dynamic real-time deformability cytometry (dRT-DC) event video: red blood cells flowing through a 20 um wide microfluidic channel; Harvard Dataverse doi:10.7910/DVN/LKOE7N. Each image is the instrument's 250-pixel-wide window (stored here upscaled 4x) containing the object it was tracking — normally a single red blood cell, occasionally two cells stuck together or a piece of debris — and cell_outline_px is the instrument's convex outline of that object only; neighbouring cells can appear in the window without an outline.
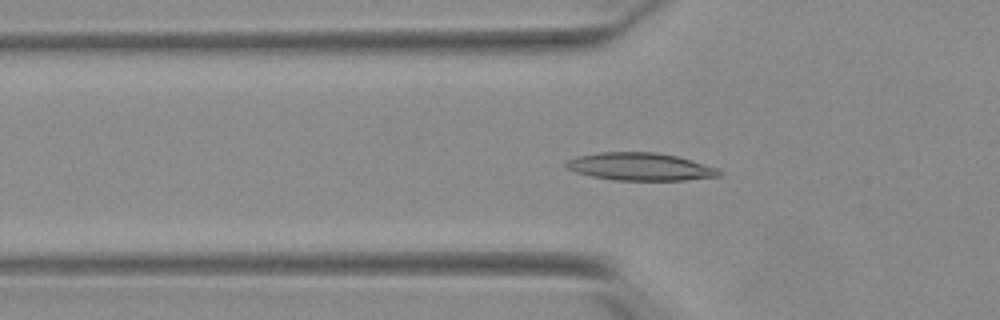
{"species": "Egyptian fruit bat (a non-hibernating species)", "species_latin": "Rousettus aegyptiacus", "temperature_condition": "warm", "stored_images_in_passage": 53, "camera_frame_rate_fps": 3000, "um_per_image_px": 0.085, "animal": {"sex": "female"}, "frame": {"image": 1, "passage_image": 18, "time_ms": 5.667, "image_size_px": [1000, 320], "cell_outline_px": [[720, 176], [684, 180], [616, 180], [592, 176], [576, 172], [568, 168], [564, 164], [568, 160], [576, 156], [600, 152], [656, 152], [676, 156], [692, 160], [716, 168], [720, 172]], "centroid_in_image_um": [54.4, 14.16], "position_along_channel_um": 71.4, "area_um2": 24.45}}
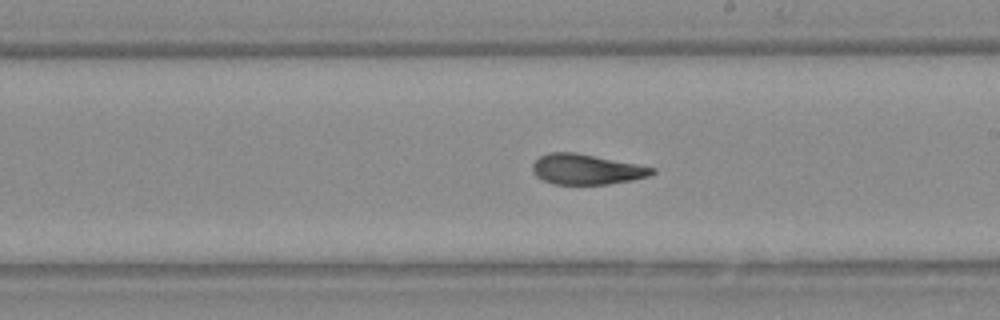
{"frame": {"image": 2, "passage_image": 31, "time_ms": 10.0, "image_size_px": [1000, 320], "cell_outline_px": [[656, 172], [648, 176], [632, 180], [608, 184], [552, 184], [536, 176], [532, 172], [532, 164], [540, 156], [548, 152], [576, 152], [656, 168]], "centroid_in_image_um": [49.82, 14.39], "position_along_channel_um": 239.2, "area_um2": 21.1}}
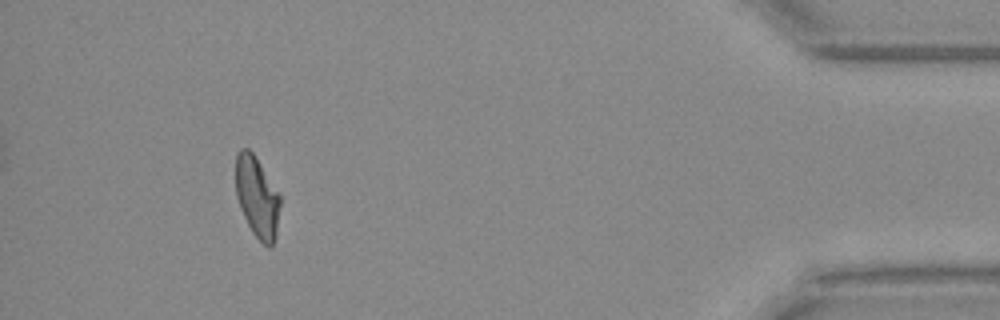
{"frame": {"image": 3, "passage_image": 49, "time_ms": 16.0, "image_size_px": [1000, 320], "cell_outline_px": [[280, 204], [276, 236], [272, 244], [268, 248], [252, 232], [240, 208], [236, 196], [236, 152], [240, 148], [248, 148], [252, 152], [280, 196]], "centroid_in_image_um": [21.83, 16.75], "position_along_channel_um": 413.4, "area_um2": 20.63}, "authors_computed_cell_mechanics": {"area_um2": 21.8484, "velocity_mm_per_s": 3.8741, "shape_relaxation_time_tau1_ms": 4.6369, "shape_relaxation_time_tau2_ms": 1.6305, "deformation_change_tau1": 0.193, "deformation_change_tau2": 0.1014}}